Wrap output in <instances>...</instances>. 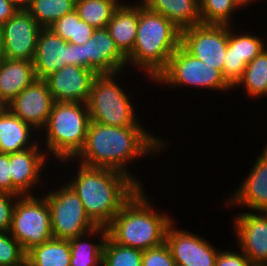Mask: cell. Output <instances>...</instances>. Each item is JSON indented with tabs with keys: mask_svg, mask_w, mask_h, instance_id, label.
Returning a JSON list of instances; mask_svg holds the SVG:
<instances>
[{
	"mask_svg": "<svg viewBox=\"0 0 267 266\" xmlns=\"http://www.w3.org/2000/svg\"><path fill=\"white\" fill-rule=\"evenodd\" d=\"M32 126L15 116L7 107L0 110V153L11 154L34 147L29 142ZM29 145V146H28Z\"/></svg>",
	"mask_w": 267,
	"mask_h": 266,
	"instance_id": "obj_23",
	"label": "cell"
},
{
	"mask_svg": "<svg viewBox=\"0 0 267 266\" xmlns=\"http://www.w3.org/2000/svg\"><path fill=\"white\" fill-rule=\"evenodd\" d=\"M164 143L142 126L117 127L90 121L85 145L74 159L82 157L83 165L115 169L133 178L127 172V162L158 152Z\"/></svg>",
	"mask_w": 267,
	"mask_h": 266,
	"instance_id": "obj_1",
	"label": "cell"
},
{
	"mask_svg": "<svg viewBox=\"0 0 267 266\" xmlns=\"http://www.w3.org/2000/svg\"><path fill=\"white\" fill-rule=\"evenodd\" d=\"M243 85L249 96L267 95V49L265 48L245 67L243 75L233 86Z\"/></svg>",
	"mask_w": 267,
	"mask_h": 266,
	"instance_id": "obj_27",
	"label": "cell"
},
{
	"mask_svg": "<svg viewBox=\"0 0 267 266\" xmlns=\"http://www.w3.org/2000/svg\"><path fill=\"white\" fill-rule=\"evenodd\" d=\"M143 250L117 244L107 236L102 252V266H142Z\"/></svg>",
	"mask_w": 267,
	"mask_h": 266,
	"instance_id": "obj_31",
	"label": "cell"
},
{
	"mask_svg": "<svg viewBox=\"0 0 267 266\" xmlns=\"http://www.w3.org/2000/svg\"><path fill=\"white\" fill-rule=\"evenodd\" d=\"M249 266H267V263H250Z\"/></svg>",
	"mask_w": 267,
	"mask_h": 266,
	"instance_id": "obj_43",
	"label": "cell"
},
{
	"mask_svg": "<svg viewBox=\"0 0 267 266\" xmlns=\"http://www.w3.org/2000/svg\"><path fill=\"white\" fill-rule=\"evenodd\" d=\"M153 209L141 187L107 226L108 236L119 245L141 250L162 245L173 221Z\"/></svg>",
	"mask_w": 267,
	"mask_h": 266,
	"instance_id": "obj_4",
	"label": "cell"
},
{
	"mask_svg": "<svg viewBox=\"0 0 267 266\" xmlns=\"http://www.w3.org/2000/svg\"><path fill=\"white\" fill-rule=\"evenodd\" d=\"M236 4V6L239 8V7H242V6H246L248 3L252 2L253 0H233ZM257 1V0H255Z\"/></svg>",
	"mask_w": 267,
	"mask_h": 266,
	"instance_id": "obj_42",
	"label": "cell"
},
{
	"mask_svg": "<svg viewBox=\"0 0 267 266\" xmlns=\"http://www.w3.org/2000/svg\"><path fill=\"white\" fill-rule=\"evenodd\" d=\"M75 10V0H32L27 11L42 28Z\"/></svg>",
	"mask_w": 267,
	"mask_h": 266,
	"instance_id": "obj_29",
	"label": "cell"
},
{
	"mask_svg": "<svg viewBox=\"0 0 267 266\" xmlns=\"http://www.w3.org/2000/svg\"><path fill=\"white\" fill-rule=\"evenodd\" d=\"M18 10H27L32 0H9Z\"/></svg>",
	"mask_w": 267,
	"mask_h": 266,
	"instance_id": "obj_40",
	"label": "cell"
},
{
	"mask_svg": "<svg viewBox=\"0 0 267 266\" xmlns=\"http://www.w3.org/2000/svg\"><path fill=\"white\" fill-rule=\"evenodd\" d=\"M57 190L44 196L50 209L54 238L69 240L87 233L90 236L108 233L107 227L97 226L89 218L80 198L68 184Z\"/></svg>",
	"mask_w": 267,
	"mask_h": 266,
	"instance_id": "obj_6",
	"label": "cell"
},
{
	"mask_svg": "<svg viewBox=\"0 0 267 266\" xmlns=\"http://www.w3.org/2000/svg\"><path fill=\"white\" fill-rule=\"evenodd\" d=\"M90 121L87 103L54 102L44 126L47 150L62 163L74 159L85 145Z\"/></svg>",
	"mask_w": 267,
	"mask_h": 266,
	"instance_id": "obj_5",
	"label": "cell"
},
{
	"mask_svg": "<svg viewBox=\"0 0 267 266\" xmlns=\"http://www.w3.org/2000/svg\"><path fill=\"white\" fill-rule=\"evenodd\" d=\"M260 213H241L234 223L239 247L251 263H267V212Z\"/></svg>",
	"mask_w": 267,
	"mask_h": 266,
	"instance_id": "obj_16",
	"label": "cell"
},
{
	"mask_svg": "<svg viewBox=\"0 0 267 266\" xmlns=\"http://www.w3.org/2000/svg\"><path fill=\"white\" fill-rule=\"evenodd\" d=\"M6 107V105L0 100V110L4 109Z\"/></svg>",
	"mask_w": 267,
	"mask_h": 266,
	"instance_id": "obj_44",
	"label": "cell"
},
{
	"mask_svg": "<svg viewBox=\"0 0 267 266\" xmlns=\"http://www.w3.org/2000/svg\"><path fill=\"white\" fill-rule=\"evenodd\" d=\"M83 45L86 69L97 74H115L127 66V58L116 47L106 28L95 29Z\"/></svg>",
	"mask_w": 267,
	"mask_h": 266,
	"instance_id": "obj_15",
	"label": "cell"
},
{
	"mask_svg": "<svg viewBox=\"0 0 267 266\" xmlns=\"http://www.w3.org/2000/svg\"><path fill=\"white\" fill-rule=\"evenodd\" d=\"M33 64L37 79L45 80L49 75L69 65V42L50 28H41Z\"/></svg>",
	"mask_w": 267,
	"mask_h": 266,
	"instance_id": "obj_18",
	"label": "cell"
},
{
	"mask_svg": "<svg viewBox=\"0 0 267 266\" xmlns=\"http://www.w3.org/2000/svg\"><path fill=\"white\" fill-rule=\"evenodd\" d=\"M239 253L232 251H220L217 255L216 265L215 266H249L251 263L249 258L241 250Z\"/></svg>",
	"mask_w": 267,
	"mask_h": 266,
	"instance_id": "obj_37",
	"label": "cell"
},
{
	"mask_svg": "<svg viewBox=\"0 0 267 266\" xmlns=\"http://www.w3.org/2000/svg\"><path fill=\"white\" fill-rule=\"evenodd\" d=\"M44 161L46 155L39 151L38 143L32 148L9 154L11 182L23 195L32 194L30 190L40 180Z\"/></svg>",
	"mask_w": 267,
	"mask_h": 266,
	"instance_id": "obj_20",
	"label": "cell"
},
{
	"mask_svg": "<svg viewBox=\"0 0 267 266\" xmlns=\"http://www.w3.org/2000/svg\"><path fill=\"white\" fill-rule=\"evenodd\" d=\"M139 3L120 4L106 26L119 51L127 57L134 48L139 23ZM131 5V6H130Z\"/></svg>",
	"mask_w": 267,
	"mask_h": 266,
	"instance_id": "obj_22",
	"label": "cell"
},
{
	"mask_svg": "<svg viewBox=\"0 0 267 266\" xmlns=\"http://www.w3.org/2000/svg\"><path fill=\"white\" fill-rule=\"evenodd\" d=\"M69 65L82 66L85 68V52L83 44L69 43Z\"/></svg>",
	"mask_w": 267,
	"mask_h": 266,
	"instance_id": "obj_38",
	"label": "cell"
},
{
	"mask_svg": "<svg viewBox=\"0 0 267 266\" xmlns=\"http://www.w3.org/2000/svg\"><path fill=\"white\" fill-rule=\"evenodd\" d=\"M141 3L165 16L181 31L201 24L199 0H143Z\"/></svg>",
	"mask_w": 267,
	"mask_h": 266,
	"instance_id": "obj_24",
	"label": "cell"
},
{
	"mask_svg": "<svg viewBox=\"0 0 267 266\" xmlns=\"http://www.w3.org/2000/svg\"><path fill=\"white\" fill-rule=\"evenodd\" d=\"M19 196L0 191V232H9L16 200ZM13 202V203H12Z\"/></svg>",
	"mask_w": 267,
	"mask_h": 266,
	"instance_id": "obj_35",
	"label": "cell"
},
{
	"mask_svg": "<svg viewBox=\"0 0 267 266\" xmlns=\"http://www.w3.org/2000/svg\"><path fill=\"white\" fill-rule=\"evenodd\" d=\"M173 223L166 230L165 243L175 263L182 266H215L219 251L201 236L176 229Z\"/></svg>",
	"mask_w": 267,
	"mask_h": 266,
	"instance_id": "obj_12",
	"label": "cell"
},
{
	"mask_svg": "<svg viewBox=\"0 0 267 266\" xmlns=\"http://www.w3.org/2000/svg\"><path fill=\"white\" fill-rule=\"evenodd\" d=\"M83 236L69 239L71 260L70 266H102V252L108 233H102L99 243L82 241ZM101 241V242H100Z\"/></svg>",
	"mask_w": 267,
	"mask_h": 266,
	"instance_id": "obj_30",
	"label": "cell"
},
{
	"mask_svg": "<svg viewBox=\"0 0 267 266\" xmlns=\"http://www.w3.org/2000/svg\"><path fill=\"white\" fill-rule=\"evenodd\" d=\"M238 9L233 0H199L202 24L228 25L230 17Z\"/></svg>",
	"mask_w": 267,
	"mask_h": 266,
	"instance_id": "obj_32",
	"label": "cell"
},
{
	"mask_svg": "<svg viewBox=\"0 0 267 266\" xmlns=\"http://www.w3.org/2000/svg\"><path fill=\"white\" fill-rule=\"evenodd\" d=\"M1 27L5 57L33 62L42 28L35 18L27 10H18Z\"/></svg>",
	"mask_w": 267,
	"mask_h": 266,
	"instance_id": "obj_11",
	"label": "cell"
},
{
	"mask_svg": "<svg viewBox=\"0 0 267 266\" xmlns=\"http://www.w3.org/2000/svg\"><path fill=\"white\" fill-rule=\"evenodd\" d=\"M54 99L47 82L36 79L18 94L6 107L24 122L34 127V131L43 128L52 111Z\"/></svg>",
	"mask_w": 267,
	"mask_h": 266,
	"instance_id": "obj_13",
	"label": "cell"
},
{
	"mask_svg": "<svg viewBox=\"0 0 267 266\" xmlns=\"http://www.w3.org/2000/svg\"><path fill=\"white\" fill-rule=\"evenodd\" d=\"M5 58L2 27L0 26V61Z\"/></svg>",
	"mask_w": 267,
	"mask_h": 266,
	"instance_id": "obj_41",
	"label": "cell"
},
{
	"mask_svg": "<svg viewBox=\"0 0 267 266\" xmlns=\"http://www.w3.org/2000/svg\"><path fill=\"white\" fill-rule=\"evenodd\" d=\"M180 42V29L162 14L140 3L137 37L133 51L126 57L127 65L144 69L154 82L167 67Z\"/></svg>",
	"mask_w": 267,
	"mask_h": 266,
	"instance_id": "obj_3",
	"label": "cell"
},
{
	"mask_svg": "<svg viewBox=\"0 0 267 266\" xmlns=\"http://www.w3.org/2000/svg\"><path fill=\"white\" fill-rule=\"evenodd\" d=\"M0 266H26V252L9 232H0Z\"/></svg>",
	"mask_w": 267,
	"mask_h": 266,
	"instance_id": "obj_33",
	"label": "cell"
},
{
	"mask_svg": "<svg viewBox=\"0 0 267 266\" xmlns=\"http://www.w3.org/2000/svg\"><path fill=\"white\" fill-rule=\"evenodd\" d=\"M17 199L9 233L27 253L53 237L50 209L44 196L22 195Z\"/></svg>",
	"mask_w": 267,
	"mask_h": 266,
	"instance_id": "obj_8",
	"label": "cell"
},
{
	"mask_svg": "<svg viewBox=\"0 0 267 266\" xmlns=\"http://www.w3.org/2000/svg\"><path fill=\"white\" fill-rule=\"evenodd\" d=\"M156 83L170 84V86L186 85L190 87H203L232 89L220 70L214 69L200 59L188 53L181 45L170 57L167 67L155 78Z\"/></svg>",
	"mask_w": 267,
	"mask_h": 266,
	"instance_id": "obj_9",
	"label": "cell"
},
{
	"mask_svg": "<svg viewBox=\"0 0 267 266\" xmlns=\"http://www.w3.org/2000/svg\"><path fill=\"white\" fill-rule=\"evenodd\" d=\"M180 45L191 55L223 74L228 25L197 24L181 31Z\"/></svg>",
	"mask_w": 267,
	"mask_h": 266,
	"instance_id": "obj_10",
	"label": "cell"
},
{
	"mask_svg": "<svg viewBox=\"0 0 267 266\" xmlns=\"http://www.w3.org/2000/svg\"><path fill=\"white\" fill-rule=\"evenodd\" d=\"M69 240L52 237L26 253V266H70Z\"/></svg>",
	"mask_w": 267,
	"mask_h": 266,
	"instance_id": "obj_25",
	"label": "cell"
},
{
	"mask_svg": "<svg viewBox=\"0 0 267 266\" xmlns=\"http://www.w3.org/2000/svg\"><path fill=\"white\" fill-rule=\"evenodd\" d=\"M78 170L68 185L97 226L107 227L142 186L136 178L115 169L80 163Z\"/></svg>",
	"mask_w": 267,
	"mask_h": 266,
	"instance_id": "obj_2",
	"label": "cell"
},
{
	"mask_svg": "<svg viewBox=\"0 0 267 266\" xmlns=\"http://www.w3.org/2000/svg\"><path fill=\"white\" fill-rule=\"evenodd\" d=\"M117 73L98 74L87 102L90 120L107 126H141L127 94L114 81Z\"/></svg>",
	"mask_w": 267,
	"mask_h": 266,
	"instance_id": "obj_7",
	"label": "cell"
},
{
	"mask_svg": "<svg viewBox=\"0 0 267 266\" xmlns=\"http://www.w3.org/2000/svg\"><path fill=\"white\" fill-rule=\"evenodd\" d=\"M18 9L9 0H0V26L7 22Z\"/></svg>",
	"mask_w": 267,
	"mask_h": 266,
	"instance_id": "obj_39",
	"label": "cell"
},
{
	"mask_svg": "<svg viewBox=\"0 0 267 266\" xmlns=\"http://www.w3.org/2000/svg\"><path fill=\"white\" fill-rule=\"evenodd\" d=\"M142 266H176L168 245L143 250Z\"/></svg>",
	"mask_w": 267,
	"mask_h": 266,
	"instance_id": "obj_34",
	"label": "cell"
},
{
	"mask_svg": "<svg viewBox=\"0 0 267 266\" xmlns=\"http://www.w3.org/2000/svg\"><path fill=\"white\" fill-rule=\"evenodd\" d=\"M48 28L71 44L86 43L95 31L94 27L80 19L75 10L57 19Z\"/></svg>",
	"mask_w": 267,
	"mask_h": 266,
	"instance_id": "obj_28",
	"label": "cell"
},
{
	"mask_svg": "<svg viewBox=\"0 0 267 266\" xmlns=\"http://www.w3.org/2000/svg\"><path fill=\"white\" fill-rule=\"evenodd\" d=\"M97 75L82 66L66 65L45 81L55 102L87 103Z\"/></svg>",
	"mask_w": 267,
	"mask_h": 266,
	"instance_id": "obj_14",
	"label": "cell"
},
{
	"mask_svg": "<svg viewBox=\"0 0 267 266\" xmlns=\"http://www.w3.org/2000/svg\"><path fill=\"white\" fill-rule=\"evenodd\" d=\"M244 180L228 204H241L255 212H267V150H263Z\"/></svg>",
	"mask_w": 267,
	"mask_h": 266,
	"instance_id": "obj_19",
	"label": "cell"
},
{
	"mask_svg": "<svg viewBox=\"0 0 267 266\" xmlns=\"http://www.w3.org/2000/svg\"><path fill=\"white\" fill-rule=\"evenodd\" d=\"M36 79L32 61L5 57L0 61V100L7 105Z\"/></svg>",
	"mask_w": 267,
	"mask_h": 266,
	"instance_id": "obj_21",
	"label": "cell"
},
{
	"mask_svg": "<svg viewBox=\"0 0 267 266\" xmlns=\"http://www.w3.org/2000/svg\"><path fill=\"white\" fill-rule=\"evenodd\" d=\"M119 0H75V11L81 20L95 29L106 28Z\"/></svg>",
	"mask_w": 267,
	"mask_h": 266,
	"instance_id": "obj_26",
	"label": "cell"
},
{
	"mask_svg": "<svg viewBox=\"0 0 267 266\" xmlns=\"http://www.w3.org/2000/svg\"><path fill=\"white\" fill-rule=\"evenodd\" d=\"M243 33L235 35L228 26L223 76L232 87L243 75L246 65L266 48L259 37Z\"/></svg>",
	"mask_w": 267,
	"mask_h": 266,
	"instance_id": "obj_17",
	"label": "cell"
},
{
	"mask_svg": "<svg viewBox=\"0 0 267 266\" xmlns=\"http://www.w3.org/2000/svg\"><path fill=\"white\" fill-rule=\"evenodd\" d=\"M0 191L17 196L23 195L11 182L9 154L5 153H0Z\"/></svg>",
	"mask_w": 267,
	"mask_h": 266,
	"instance_id": "obj_36",
	"label": "cell"
}]
</instances>
